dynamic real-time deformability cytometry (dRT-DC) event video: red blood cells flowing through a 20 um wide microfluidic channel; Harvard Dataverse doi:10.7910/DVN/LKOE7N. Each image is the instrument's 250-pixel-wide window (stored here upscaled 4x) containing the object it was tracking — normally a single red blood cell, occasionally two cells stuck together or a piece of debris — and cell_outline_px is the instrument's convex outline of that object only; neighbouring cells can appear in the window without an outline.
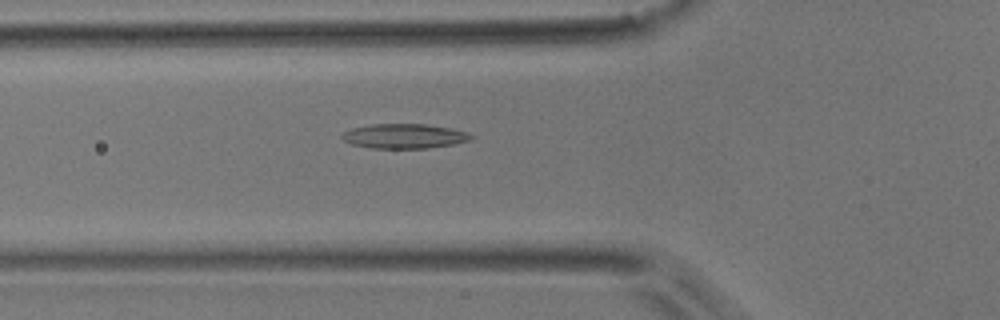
{"species": "common noctule bat (a hibernating species)", "species_latin": "Nyctalus noctula", "temperature_condition": "room temperature", "stored_images_in_passage": 41, "camera_frame_rate_fps": 3000, "um_per_image_px": 0.085, "animal": {"sex": "male", "body_mass_g": 17.9}, "frame": {"image": 1, "passage_image": 9, "time_ms": 2.667, "image_size_px": [1000, 320], "cell_outline_px": [[476, 136], [472, 140], [452, 144], [428, 148], [372, 148], [352, 144], [344, 140], [340, 136], [344, 132], [352, 128], [372, 124], [424, 124], [452, 128], [468, 132]], "centroid_in_image_um": [34.41, 11.56], "position_along_channel_um": 91.4, "area_um2": 18.55}}
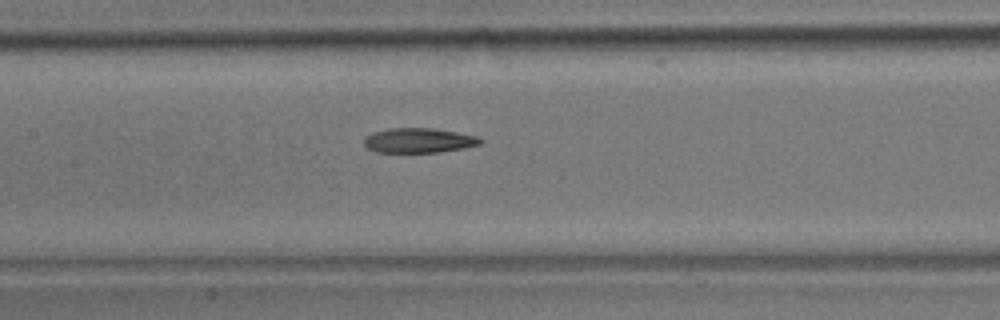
{"frame": {"image": 2, "passage_image": 15, "time_ms": 4.667, "image_size_px": [1000, 320], "cell_outline_px": [[484, 140], [480, 144], [464, 148], [436, 152], [376, 152], [368, 148], [364, 144], [364, 136], [372, 132], [388, 128], [432, 128], [456, 132], [476, 136]], "centroid_in_image_um": [35.56, 11.93], "position_along_channel_um": 171.8, "area_um2": 16.76}}
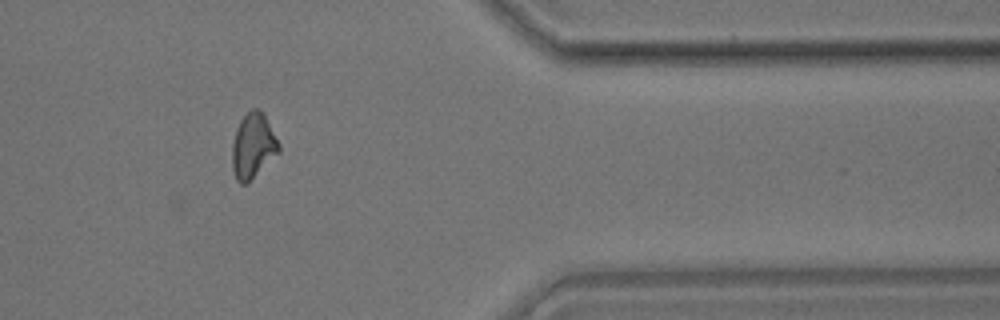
{"frame": {"image": 3, "passage_image": 33, "time_ms": 10.667, "image_size_px": [1000, 320], "cell_outline_px": [[280, 152], [244, 184], [240, 184], [236, 180], [232, 168], [232, 144], [236, 128], [240, 120], [252, 108], [260, 108], [264, 112], [280, 144]], "centroid_in_image_um": [21.51, 12.35], "position_along_channel_um": 389.9, "area_um2": 17.69}, "authors_computed_cell_mechanics": {"area_um2": 17.3978, "velocity_mm_per_s": 3.9807, "shape_relaxation_time_tau1_ms": null, "shape_relaxation_time_tau2_ms": 5.306, "deformation_change_tau1": null, "deformation_change_tau2": 0.1262}}